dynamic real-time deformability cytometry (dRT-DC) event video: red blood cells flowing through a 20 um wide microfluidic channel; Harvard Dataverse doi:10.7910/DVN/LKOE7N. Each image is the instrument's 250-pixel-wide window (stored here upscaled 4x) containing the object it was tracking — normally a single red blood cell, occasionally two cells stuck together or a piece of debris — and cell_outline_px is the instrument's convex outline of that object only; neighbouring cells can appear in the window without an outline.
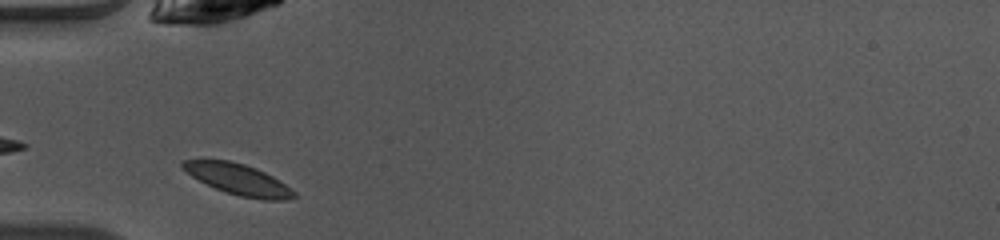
{"species": "common noctule bat (a hibernating species)", "species_latin": "Nyctalus noctula", "temperature_condition": "warm", "stored_images_in_passage": 7, "camera_frame_rate_fps": 3000, "um_per_image_px": 0.085, "animal": {"sex": "female", "body_mass_g": 10.0, "forearm_length_mm": 53.1}, "frame": {"image": 1, "passage_image": 1, "time_ms": 0.0, "image_size_px": [1000, 240], "cell_outline_px": [[296, 196], [284, 200], [264, 200], [240, 196], [216, 188], [192, 176], [180, 168], [180, 160], [228, 160], [244, 164], [256, 168], [272, 176], [296, 192]], "centroid_in_image_um": [20.23, 15.23], "position_along_channel_um": 64.8, "area_um2": 19.77}}